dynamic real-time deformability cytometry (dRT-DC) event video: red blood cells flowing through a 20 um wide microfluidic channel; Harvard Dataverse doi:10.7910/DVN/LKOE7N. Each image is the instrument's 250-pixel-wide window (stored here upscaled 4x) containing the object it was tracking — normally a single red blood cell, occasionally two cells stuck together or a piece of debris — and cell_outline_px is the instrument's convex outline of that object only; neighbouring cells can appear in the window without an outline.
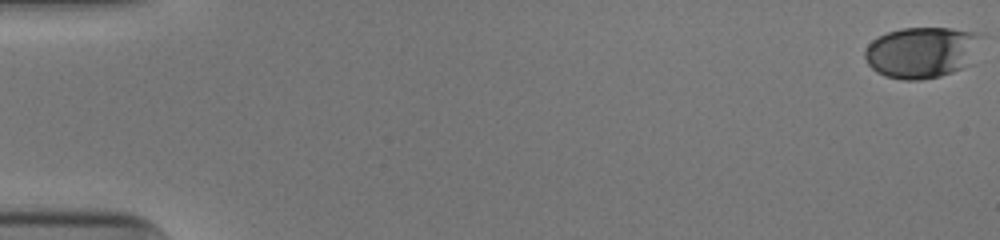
{"species": "human", "species_latin": "Homo sapiens", "temperature_condition": "cold", "stored_images_in_passage": 48, "camera_frame_rate_fps": 3000, "um_per_image_px": 0.085, "donor": {"sex": "male"}, "frame": {"image": 1, "passage_image": 1, "time_ms": 0.0, "image_size_px": [1000, 240], "cell_outline_px": [[980, 36], [972, 64], [952, 72], [940, 76], [920, 80], [900, 80], [884, 76], [876, 72], [868, 64], [864, 56], [864, 52], [868, 44], [876, 36], [900, 28], [948, 28], [980, 32]], "centroid_in_image_um": [78.32, 4.45], "position_along_channel_um": 6.7, "area_um2": 35.03}}
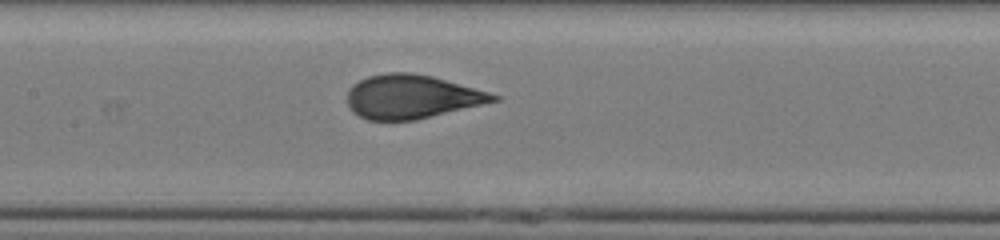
{"frame": {"image": 2, "passage_image": 27, "time_ms": 8.667, "image_size_px": [1000, 240], "cell_outline_px": [[500, 100], [416, 120], [368, 120], [352, 112], [348, 104], [348, 88], [352, 84], [368, 76], [384, 72], [412, 72], [432, 76], [488, 92], [500, 96]], "centroid_in_image_um": [34.96, 8.21], "position_along_channel_um": 172.4, "area_um2": 37.22}}
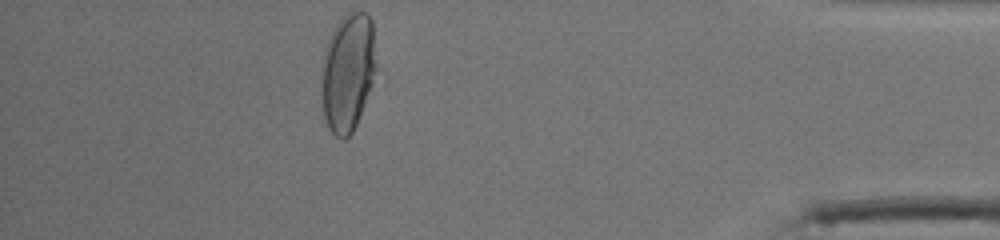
{"frame": {"image": 3, "passage_image": 48, "time_ms": 15.667, "image_size_px": [1000, 240], "cell_outline_px": [[376, 68], [364, 104], [356, 124], [352, 132], [344, 140], [336, 136], [328, 128], [324, 116], [320, 76], [324, 56], [328, 40], [336, 24], [344, 16], [352, 12], [368, 12], [372, 20], [376, 64]], "centroid_in_image_um": [29.55, 6.13], "position_along_channel_um": 405.6, "area_um2": 37.34}, "authors_computed_cell_mechanics": {"area_um2": 36.992, "velocity_mm_per_s": 3.9385, "shape_relaxation_time_tau1_ms": 4.7278, "shape_relaxation_time_tau2_ms": null, "deformation_change_tau1": 0.1847, "deformation_change_tau2": null}}